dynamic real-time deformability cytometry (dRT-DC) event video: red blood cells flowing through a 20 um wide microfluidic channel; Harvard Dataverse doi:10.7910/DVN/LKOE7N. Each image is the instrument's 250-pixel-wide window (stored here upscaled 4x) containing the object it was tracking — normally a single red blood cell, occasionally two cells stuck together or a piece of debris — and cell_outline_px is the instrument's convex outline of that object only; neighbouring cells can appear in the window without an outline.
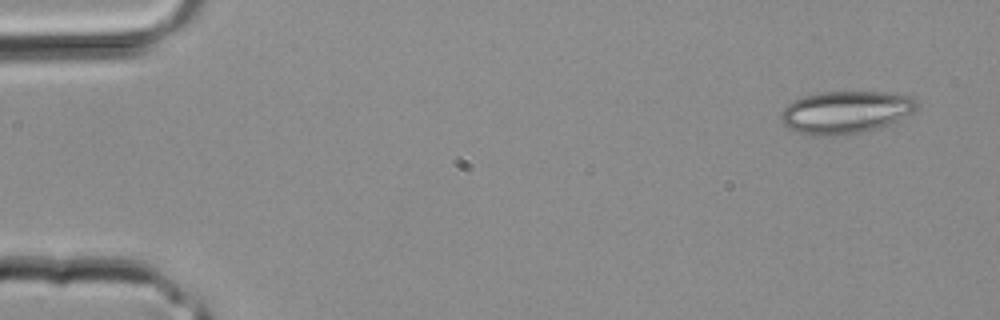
{"species": "common noctule bat (a hibernating species)", "species_latin": "Nyctalus noctula", "temperature_condition": "room temperature", "stored_images_in_passage": 3, "camera_frame_rate_fps": 3000, "um_per_image_px": 0.085, "animal": {"sex": "male", "body_mass_g": 20.4}, "frame": {"image": 1, "passage_image": 1, "time_ms": 0.0, "image_size_px": [1000, 320], "cell_outline_px": [[920, 104], [912, 112], [880, 128], [860, 132], [828, 136], [800, 132], [788, 128], [780, 120], [780, 112], [792, 100], [804, 96], [820, 92], [884, 92], [912, 96]], "centroid_in_image_um": [71.87, 9.52], "position_along_channel_um": 13.1, "area_um2": 33.41}}